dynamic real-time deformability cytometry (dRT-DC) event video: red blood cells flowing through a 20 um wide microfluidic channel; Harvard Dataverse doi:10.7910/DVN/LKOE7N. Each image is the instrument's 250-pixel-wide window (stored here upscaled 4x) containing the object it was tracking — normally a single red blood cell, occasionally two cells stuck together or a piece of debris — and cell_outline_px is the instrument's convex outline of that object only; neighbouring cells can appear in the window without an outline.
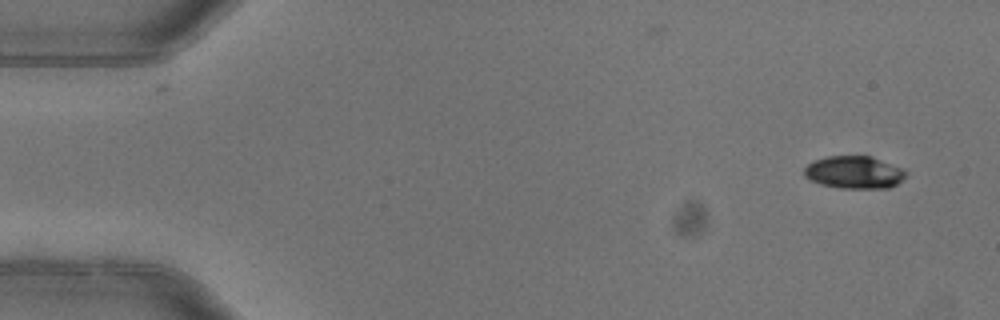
{"species": "common noctule bat (a hibernating species)", "species_latin": "Nyctalus noctula", "temperature_condition": "warm", "stored_images_in_passage": 2, "camera_frame_rate_fps": 3000, "um_per_image_px": 0.085, "animal": {"sex": "female"}, "frame": {"image": 1, "passage_image": 2, "time_ms": 0.333, "image_size_px": [1000, 320], "cell_outline_px": [[908, 172], [896, 184], [888, 188], [840, 188], [820, 184], [804, 176], [804, 168], [808, 164], [816, 160], [828, 156], [872, 156], [904, 168]], "centroid_in_image_um": [72.62, 14.64], "position_along_channel_um": 12.4, "area_um2": 19.25}}